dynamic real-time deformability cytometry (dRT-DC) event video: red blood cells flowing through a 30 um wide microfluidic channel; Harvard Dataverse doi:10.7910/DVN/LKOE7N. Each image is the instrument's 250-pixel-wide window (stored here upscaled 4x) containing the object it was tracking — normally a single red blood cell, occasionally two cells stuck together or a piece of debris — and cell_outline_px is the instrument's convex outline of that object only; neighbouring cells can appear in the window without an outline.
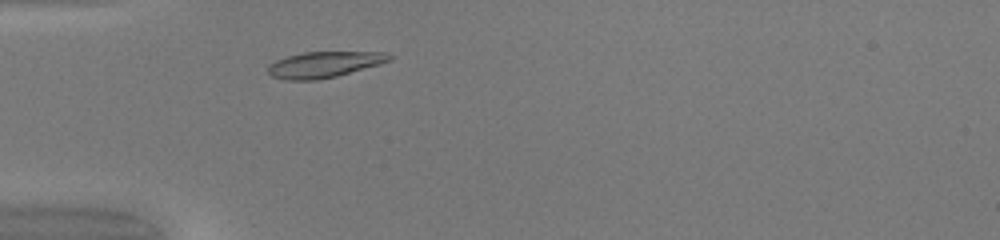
{"species": "common noctule bat (a hibernating species)", "species_latin": "Nyctalus noctula", "temperature_condition": "warm", "stored_images_in_passage": 39, "camera_frame_rate_fps": 3000, "um_per_image_px": 0.085, "animal": {"sex": "female", "body_mass_g": 20.0, "forearm_length_mm": 54.0}, "frame": {"image": 1, "passage_image": 5, "time_ms": 1.333, "image_size_px": [1000, 240], "cell_outline_px": [[392, 60], [380, 64], [336, 76], [316, 80], [284, 80], [272, 76], [268, 72], [268, 64], [276, 60], [288, 56], [304, 52], [384, 52], [392, 56]], "centroid_in_image_um": [27.54, 5.48], "position_along_channel_um": 57.5, "area_um2": 18.26}}
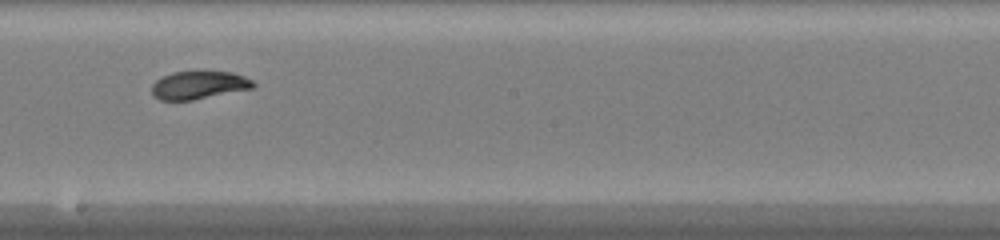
{"frame": {"image": 2, "passage_image": 18, "time_ms": 5.667, "image_size_px": [1000, 240], "cell_outline_px": [[256, 84], [252, 88], [192, 100], [160, 100], [152, 96], [152, 84], [156, 80], [172, 72], [232, 72], [244, 76], [252, 80]], "centroid_in_image_um": [16.88, 7.24], "position_along_channel_um": 231.3, "area_um2": 16.36}}
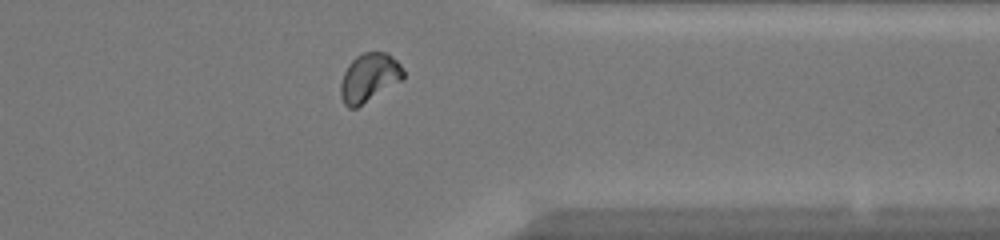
{"frame": {"image": 3, "passage_image": 29, "time_ms": 9.333, "image_size_px": [1000, 240], "cell_outline_px": [[404, 76], [400, 80], [356, 108], [348, 108], [344, 104], [340, 96], [340, 84], [344, 72], [348, 64], [356, 56], [364, 52], [388, 52], [400, 64], [404, 72]], "centroid_in_image_um": [31.34, 6.58], "position_along_channel_um": 380.1, "area_um2": 17.51}, "authors_computed_cell_mechanics": {"area_um2": 17.3978, "velocity_mm_per_s": 4.2059, "shape_relaxation_time_tau1_ms": 4.0378, "shape_relaxation_time_tau2_ms": 1.3987, "deformation_change_tau1": 0.1533, "deformation_change_tau2": 0.0365}}